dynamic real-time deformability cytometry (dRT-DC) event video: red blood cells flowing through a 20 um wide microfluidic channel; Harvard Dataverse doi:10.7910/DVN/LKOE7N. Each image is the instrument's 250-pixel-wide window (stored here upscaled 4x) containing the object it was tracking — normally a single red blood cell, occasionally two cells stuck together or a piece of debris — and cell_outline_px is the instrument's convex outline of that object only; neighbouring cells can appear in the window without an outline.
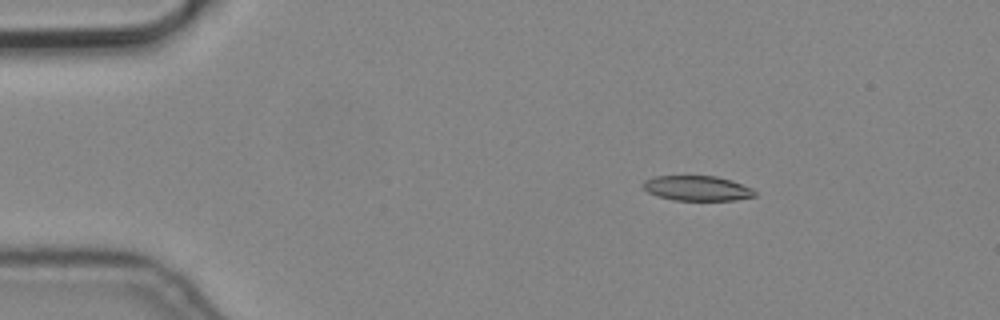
{"species": "common noctule bat (a hibernating species)", "species_latin": "Nyctalus noctula", "temperature_condition": "cold", "stored_images_in_passage": 6, "camera_frame_rate_fps": 3000, "um_per_image_px": 0.085, "animal": {"sex": "male", "body_mass_g": 19.2, "forearm_length_mm": 51.8}, "frame": {"image": 1, "passage_image": 3, "time_ms": 0.667, "image_size_px": [1000, 320], "cell_outline_px": [[756, 196], [736, 200], [672, 200], [656, 196], [648, 192], [640, 184], [644, 180], [656, 176], [716, 176], [732, 180], [752, 188], [756, 192]], "centroid_in_image_um": [59.25, 16.0], "position_along_channel_um": 25.8, "area_um2": 16.42}}
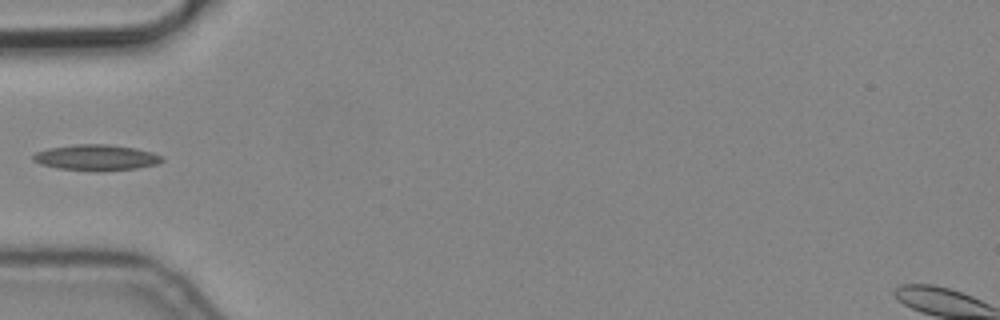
{"frame": {"image": 2, "passage_image": 5, "time_ms": 1.333, "image_size_px": [1000, 320], "cell_outline_px": [[164, 160], [160, 164], [136, 168], [96, 172], [92, 172], [56, 168], [40, 164], [32, 160], [32, 156], [36, 152], [48, 148], [76, 144], [108, 144], [136, 148], [152, 152], [164, 156]], "centroid_in_image_um": [8.2, 13.4], "position_along_channel_um": 76.8, "area_um2": 19.83}}
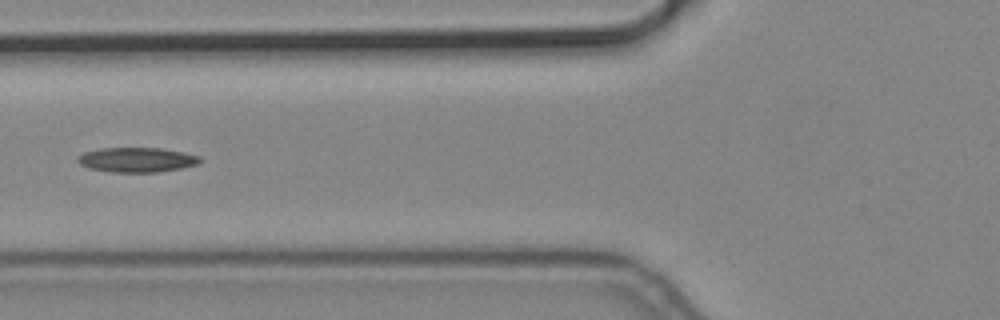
{"frame": {"image": 3, "passage_image": 6, "time_ms": 1.667, "image_size_px": [1000, 320], "cell_outline_px": [[204, 160], [200, 164], [180, 168], [156, 172], [108, 172], [88, 168], [80, 164], [76, 160], [76, 156], [84, 152], [100, 148], [164, 148], [184, 152], [200, 156]], "centroid_in_image_um": [11.64, 13.58], "position_along_channel_um": 114.2, "area_um2": 17.92}}